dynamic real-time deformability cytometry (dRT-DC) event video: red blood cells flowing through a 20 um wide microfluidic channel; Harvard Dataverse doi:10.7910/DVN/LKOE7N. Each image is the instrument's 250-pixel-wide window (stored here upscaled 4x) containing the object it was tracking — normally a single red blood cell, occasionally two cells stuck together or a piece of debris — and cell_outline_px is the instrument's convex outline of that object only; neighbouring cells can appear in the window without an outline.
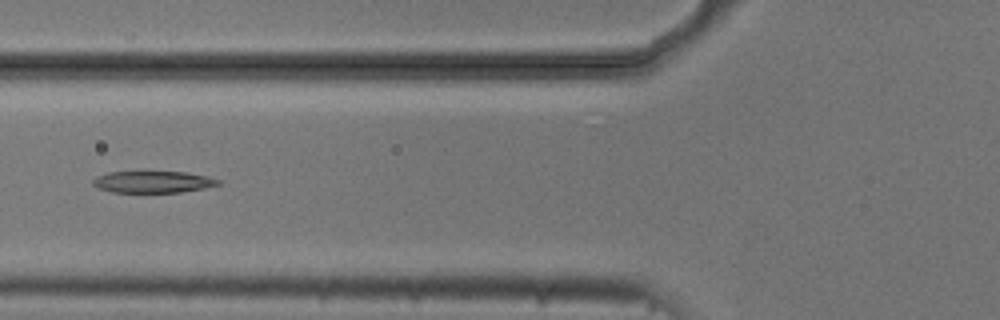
{"species": "common noctule bat (a hibernating species)", "species_latin": "Nyctalus noctula", "temperature_condition": "cold", "stored_images_in_passage": 8, "camera_frame_rate_fps": 3000, "um_per_image_px": 0.085, "animal": {"sex": "male", "body_mass_g": 20.5, "forearm_length_mm": 52.5}, "frame": {"image": 1, "passage_image": 6, "time_ms": 1.667, "image_size_px": [1000, 320], "cell_outline_px": [[220, 184], [204, 188], [180, 192], [112, 192], [100, 188], [92, 184], [92, 180], [96, 176], [108, 172], [144, 168], [184, 172], [208, 176], [220, 180]], "centroid_in_image_um": [12.96, 15.4], "position_along_channel_um": 112.8, "area_um2": 16.82}}
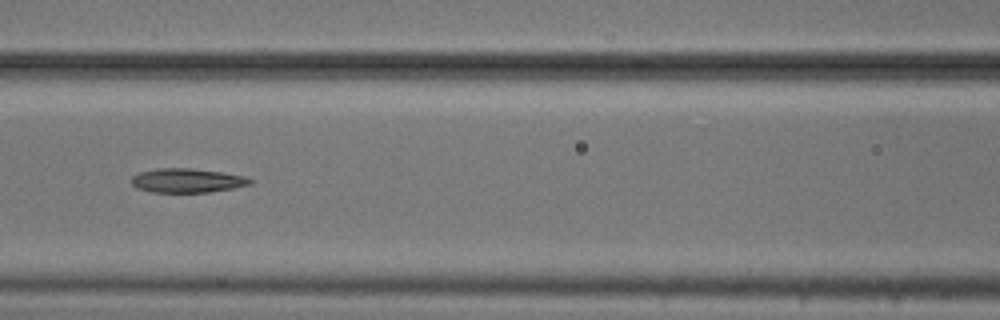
{"frame": {"image": 2, "passage_image": 7, "time_ms": 2.0, "image_size_px": [1000, 320], "cell_outline_px": [[252, 184], [232, 188], [208, 192], [152, 192], [136, 188], [132, 184], [132, 176], [140, 172], [156, 168], [192, 168], [220, 172], [244, 176], [252, 180]], "centroid_in_image_um": [15.88, 15.34], "position_along_channel_um": 150.7, "area_um2": 16.59}}
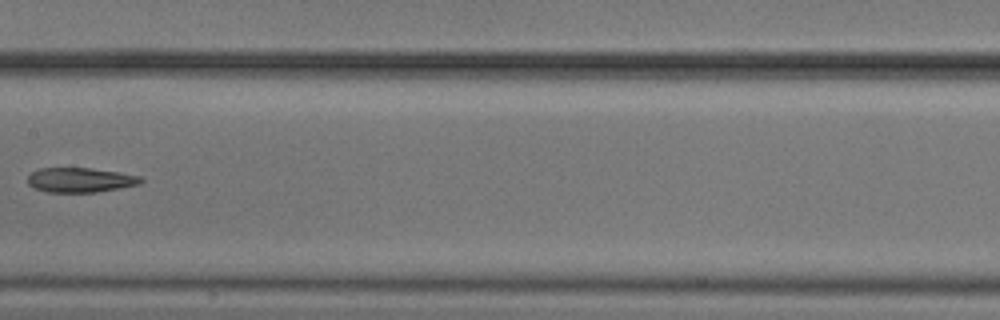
{"frame": {"image": 3, "passage_image": 8, "time_ms": 2.333, "image_size_px": [1000, 320], "cell_outline_px": [[144, 180], [140, 184], [96, 192], [48, 192], [36, 188], [28, 184], [28, 176], [32, 172], [40, 168], [92, 168], [120, 172], [140, 176]], "centroid_in_image_um": [6.84, 15.29], "position_along_channel_um": 200.6, "area_um2": 16.18}}